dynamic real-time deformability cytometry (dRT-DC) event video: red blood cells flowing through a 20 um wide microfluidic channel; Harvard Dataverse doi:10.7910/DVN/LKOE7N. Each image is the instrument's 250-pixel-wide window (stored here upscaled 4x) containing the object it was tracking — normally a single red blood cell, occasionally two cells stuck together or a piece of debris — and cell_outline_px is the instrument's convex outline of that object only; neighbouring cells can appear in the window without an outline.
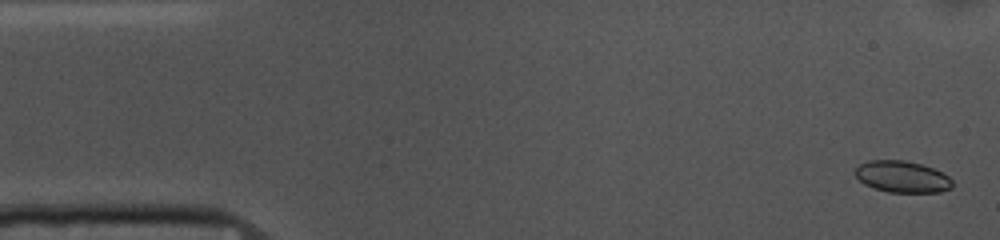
{"species": "common noctule bat (a hibernating species)", "species_latin": "Nyctalus noctula", "temperature_condition": "cold", "stored_images_in_passage": 53, "camera_frame_rate_fps": 3000, "um_per_image_px": 0.085, "animal": {"sex": "female", "body_mass_g": 10.0, "forearm_length_mm": 53.1}, "frame": {"image": 1, "passage_image": 2, "time_ms": 0.333, "image_size_px": [1000, 240], "cell_outline_px": [[952, 188], [940, 192], [888, 192], [872, 188], [864, 184], [852, 172], [860, 164], [868, 160], [904, 160], [920, 164], [932, 168], [948, 176], [952, 180]], "centroid_in_image_um": [76.65, 15.02], "position_along_channel_um": 8.4, "area_um2": 17.92}}
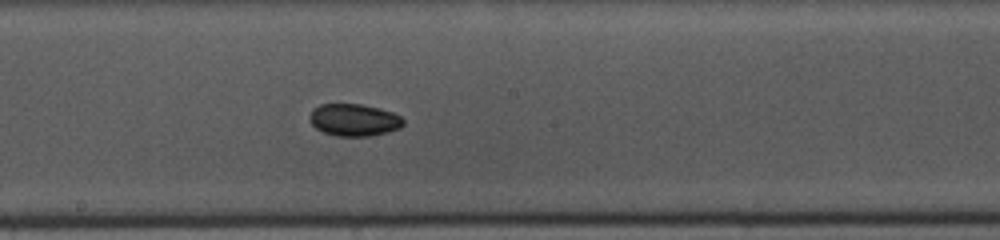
{"frame": {"image": 2, "passage_image": 28, "time_ms": 9.0, "image_size_px": [1000, 240], "cell_outline_px": [[404, 124], [400, 128], [388, 132], [368, 136], [336, 136], [324, 132], [316, 128], [312, 124], [308, 116], [312, 108], [320, 104], [360, 104], [380, 108], [392, 112], [400, 116], [404, 120]], "centroid_in_image_um": [30.08, 10.19], "position_along_channel_um": 218.1, "area_um2": 17.69}}
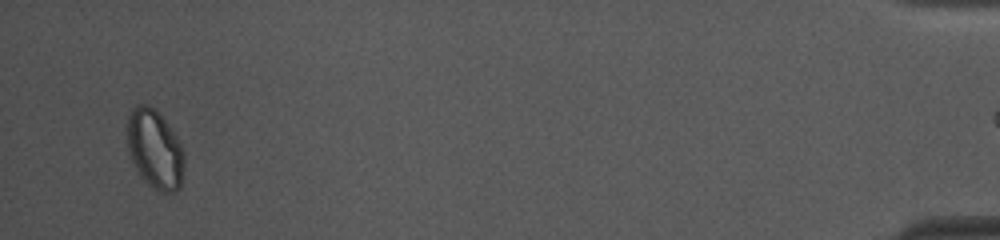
{"frame": {"image": 3, "passage_image": 52, "time_ms": 17.0, "image_size_px": [1000, 240], "cell_outline_px": [[184, 168], [180, 188], [176, 192], [160, 192], [148, 184], [140, 176], [128, 152], [128, 116], [132, 108], [136, 104], [148, 104], [156, 108], [168, 124], [176, 136], [184, 152]], "centroid_in_image_um": [13.17, 12.67], "position_along_channel_um": 422.0, "area_um2": 26.41}, "authors_computed_cell_mechanics": {"area_um2": 17.7446, "velocity_mm_per_s": 3.661, "shape_relaxation_time_tau1_ms": 1.8546, "shape_relaxation_time_tau2_ms": 2.7391, "deformation_change_tau1": 0.05, "deformation_change_tau2": 0.0301}}